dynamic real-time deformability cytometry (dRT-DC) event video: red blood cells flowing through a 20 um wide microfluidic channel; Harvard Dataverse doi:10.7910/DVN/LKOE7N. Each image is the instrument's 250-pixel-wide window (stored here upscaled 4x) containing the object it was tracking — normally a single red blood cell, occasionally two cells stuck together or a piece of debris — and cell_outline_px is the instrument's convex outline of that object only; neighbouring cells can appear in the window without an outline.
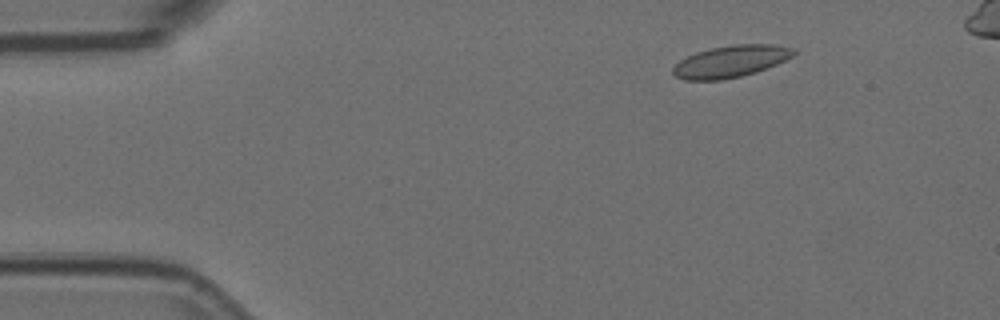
{"species": "Egyptian fruit bat (a non-hibernating species)", "species_latin": "Rousettus aegyptiacus", "temperature_condition": "room temperature", "stored_images_in_passage": 55, "camera_frame_rate_fps": 3000, "um_per_image_px": 0.085, "animal": {"sex": "female"}, "frame": {"image": 1, "passage_image": 8, "time_ms": 2.333, "image_size_px": [1000, 320], "cell_outline_px": [[796, 52], [792, 56], [776, 64], [756, 72], [740, 76], [720, 80], [684, 80], [676, 76], [672, 72], [672, 68], [680, 60], [696, 52], [712, 48], [736, 44], [772, 44], [796, 48]], "centroid_in_image_um": [62.11, 5.21], "position_along_channel_um": 22.9, "area_um2": 22.25}}
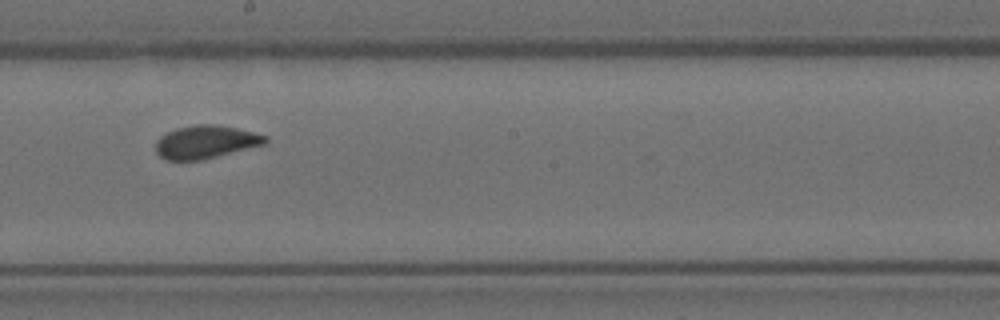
{"frame": {"image": 2, "passage_image": 31, "time_ms": 10.0, "image_size_px": [1000, 320], "cell_outline_px": [[268, 140], [264, 144], [200, 160], [168, 160], [160, 156], [156, 152], [156, 140], [160, 136], [176, 128], [196, 124], [216, 124], [236, 128], [268, 136]], "centroid_in_image_um": [17.46, 12.05], "position_along_channel_um": 230.7, "area_um2": 20.87}}
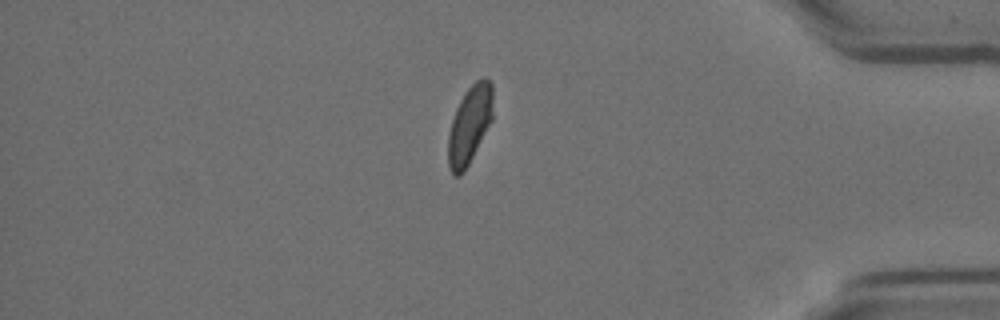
{"frame": {"image": 3, "passage_image": 47, "time_ms": 15.333, "image_size_px": [1000, 320], "cell_outline_px": [[492, 120], [464, 172], [460, 176], [452, 176], [448, 168], [448, 132], [456, 108], [464, 92], [476, 80], [484, 76], [492, 84]], "centroid_in_image_um": [39.89, 10.62], "position_along_channel_um": 395.3, "area_um2": 20.4}, "authors_computed_cell_mechanics": {"area_um2": 21.1548, "velocity_mm_per_s": 3.6788, "shape_relaxation_time_tau1_ms": 7.4681, "shape_relaxation_time_tau2_ms": null, "deformation_change_tau1": 0.1447, "deformation_change_tau2": null}}